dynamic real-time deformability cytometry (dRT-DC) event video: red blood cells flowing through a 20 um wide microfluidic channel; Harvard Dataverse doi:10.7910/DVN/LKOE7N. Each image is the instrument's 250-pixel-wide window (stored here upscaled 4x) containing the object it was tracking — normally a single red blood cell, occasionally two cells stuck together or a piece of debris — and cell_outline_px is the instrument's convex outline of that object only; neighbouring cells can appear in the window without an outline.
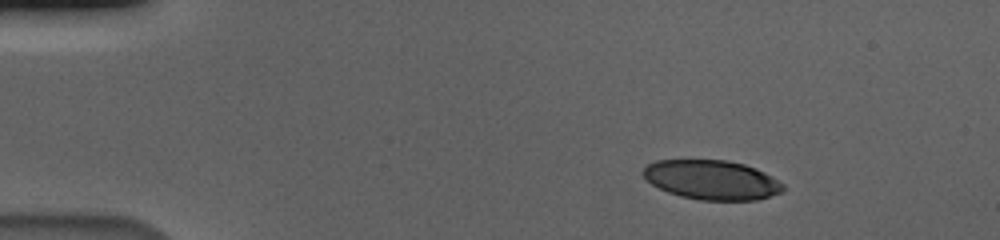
{"species": "human", "species_latin": "Homo sapiens", "temperature_condition": "cold", "stored_images_in_passage": 50, "camera_frame_rate_fps": 3000, "um_per_image_px": 0.085, "donor": {"sex": "male"}, "frame": {"image": 1, "passage_image": 1, "time_ms": 0.0, "image_size_px": [1000, 240], "cell_outline_px": [[784, 188], [780, 192], [756, 200], [700, 200], [680, 196], [668, 192], [652, 184], [640, 172], [648, 164], [656, 160], [728, 160], [744, 164], [756, 168], [772, 176], [784, 184]], "centroid_in_image_um": [60.49, 15.28], "position_along_channel_um": 24.5, "area_um2": 32.08}}
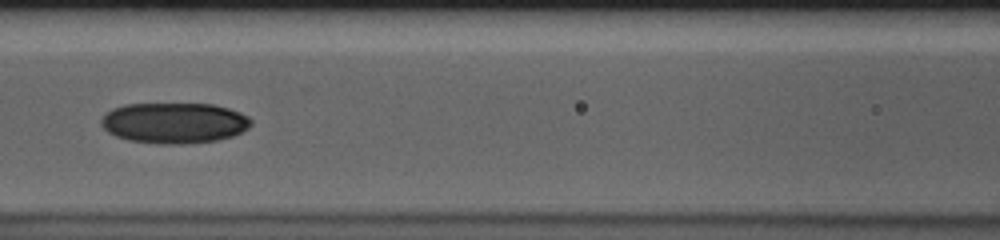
{"frame": {"image": 2, "passage_image": 19, "time_ms": 6.0, "image_size_px": [1000, 240], "cell_outline_px": [[252, 124], [248, 128], [232, 136], [216, 140], [184, 144], [160, 144], [128, 140], [116, 136], [108, 132], [100, 124], [100, 120], [112, 108], [124, 104], [212, 104], [228, 108], [240, 112], [248, 116], [252, 120]], "centroid_in_image_um": [14.81, 10.45], "position_along_channel_um": 151.8, "area_um2": 35.6}}
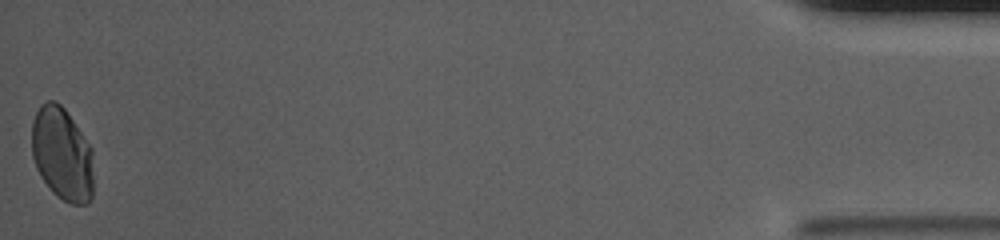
{"frame": {"image": 3, "passage_image": 50, "time_ms": 16.333, "image_size_px": [1000, 240], "cell_outline_px": [[92, 196], [88, 204], [72, 204], [56, 196], [52, 192], [40, 176], [36, 168], [32, 156], [32, 120], [40, 104], [48, 100], [56, 100], [64, 108], [92, 148]], "centroid_in_image_um": [5.26, 13.09], "position_along_channel_um": 429.9, "area_um2": 33.64}, "authors_computed_cell_mechanics": {"area_um2": 34.7089, "velocity_mm_per_s": 3.5889, "shape_relaxation_time_tau1_ms": null, "shape_relaxation_time_tau2_ms": 10.4345, "deformation_change_tau1": null, "deformation_change_tau2": 0.0811}}